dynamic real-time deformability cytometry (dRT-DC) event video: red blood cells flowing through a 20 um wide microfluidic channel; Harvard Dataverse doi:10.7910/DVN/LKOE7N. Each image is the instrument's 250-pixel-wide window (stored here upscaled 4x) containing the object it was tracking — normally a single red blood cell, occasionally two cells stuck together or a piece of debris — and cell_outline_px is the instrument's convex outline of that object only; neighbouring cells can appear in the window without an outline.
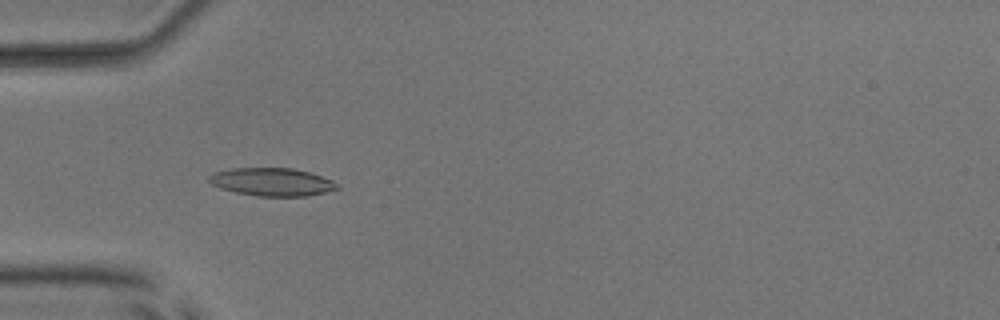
{"species": "common noctule bat (a hibernating species)", "species_latin": "Nyctalus noctula", "temperature_condition": "room temperature", "stored_images_in_passage": 42, "camera_frame_rate_fps": 3000, "um_per_image_px": 0.085, "animal": {"sex": "male", "body_mass_g": 17.9, "forearm_length_mm": 54.2}, "frame": {"image": 1, "passage_image": 16, "time_ms": 5.0, "image_size_px": [1000, 320], "cell_outline_px": [[340, 188], [308, 196], [256, 196], [236, 192], [220, 188], [212, 184], [208, 180], [208, 176], [212, 172], [232, 168], [292, 168], [308, 172], [332, 180], [340, 184]], "centroid_in_image_um": [23.1, 15.46], "position_along_channel_um": 61.9, "area_um2": 20.92}}
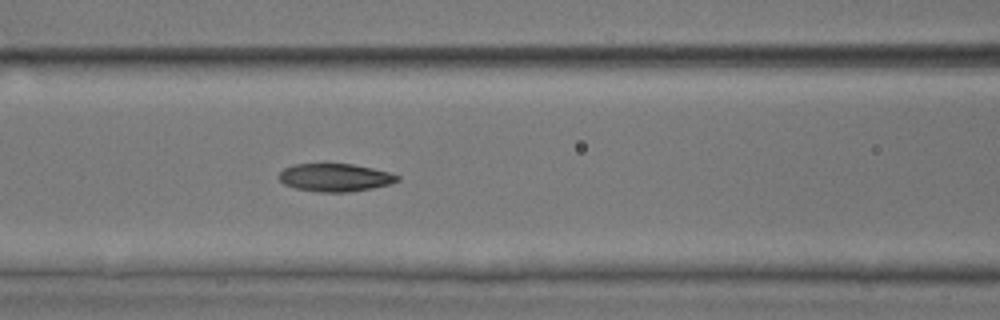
{"frame": {"image": 2, "passage_image": 22, "time_ms": 7.0, "image_size_px": [1000, 320], "cell_outline_px": [[400, 180], [388, 184], [372, 188], [348, 192], [320, 192], [296, 188], [284, 184], [280, 180], [280, 172], [284, 168], [292, 164], [352, 164], [372, 168], [388, 172], [400, 176]], "centroid_in_image_um": [28.48, 15.09], "position_along_channel_um": 138.1, "area_um2": 19.07}}
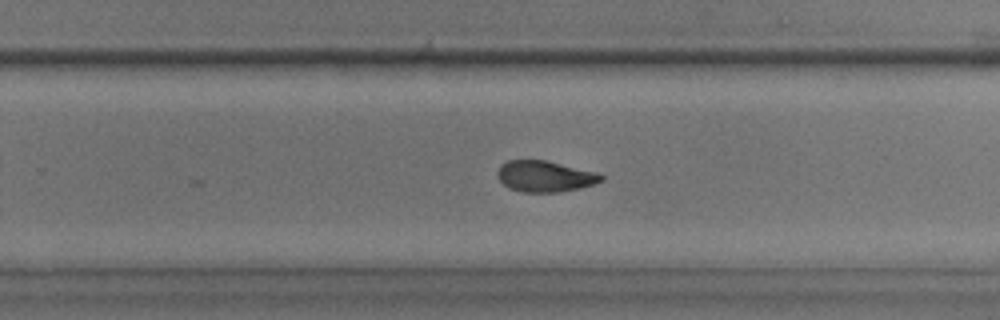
{"frame": {"image": 3, "passage_image": 33, "time_ms": 10.667, "image_size_px": [1000, 320], "cell_outline_px": [[604, 180], [580, 188], [556, 192], [524, 192], [508, 188], [496, 176], [496, 172], [500, 164], [508, 160], [544, 160], [600, 172], [604, 176]], "centroid_in_image_um": [46.31, 14.98], "position_along_channel_um": 283.5, "area_um2": 18.96}, "authors_computed_cell_mechanics": {"area_um2": 19.8543, "velocity_mm_per_s": 3.9757, "shape_relaxation_time_tau1_ms": 4.1122, "shape_relaxation_time_tau2_ms": 2.7816, "deformation_change_tau1": 0.1302, "deformation_change_tau2": 0.0793}}